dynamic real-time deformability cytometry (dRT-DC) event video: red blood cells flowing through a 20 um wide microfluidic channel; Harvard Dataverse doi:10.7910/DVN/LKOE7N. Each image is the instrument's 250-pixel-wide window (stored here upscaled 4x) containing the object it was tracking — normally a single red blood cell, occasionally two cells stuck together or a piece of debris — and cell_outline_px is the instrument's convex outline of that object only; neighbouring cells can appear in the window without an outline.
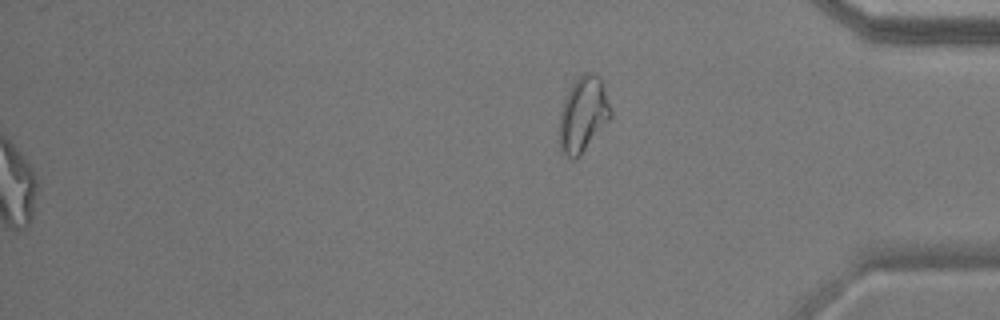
{"species": "common noctule bat (a hibernating species)", "species_latin": "Nyctalus noctula", "temperature_condition": "warm", "stored_images_in_passage": 51, "segment_of_instrument_passage": [2, 2], "camera_frame_rate_fps": 3000, "um_per_image_px": 0.085, "animal": {"sex": "male", "body_mass_g": 17.9}, "frame": {"image": 1, "passage_image": 51, "time_ms": 16.667, "image_size_px": [1000, 320], "cell_outline_px": [[612, 116], [580, 156], [576, 160], [572, 160], [560, 148], [560, 112], [564, 100], [572, 84], [584, 72], [592, 72], [600, 80], [612, 108]], "centroid_in_image_um": [49.58, 9.75], "position_along_channel_um": 385.6, "area_um2": 22.14}}